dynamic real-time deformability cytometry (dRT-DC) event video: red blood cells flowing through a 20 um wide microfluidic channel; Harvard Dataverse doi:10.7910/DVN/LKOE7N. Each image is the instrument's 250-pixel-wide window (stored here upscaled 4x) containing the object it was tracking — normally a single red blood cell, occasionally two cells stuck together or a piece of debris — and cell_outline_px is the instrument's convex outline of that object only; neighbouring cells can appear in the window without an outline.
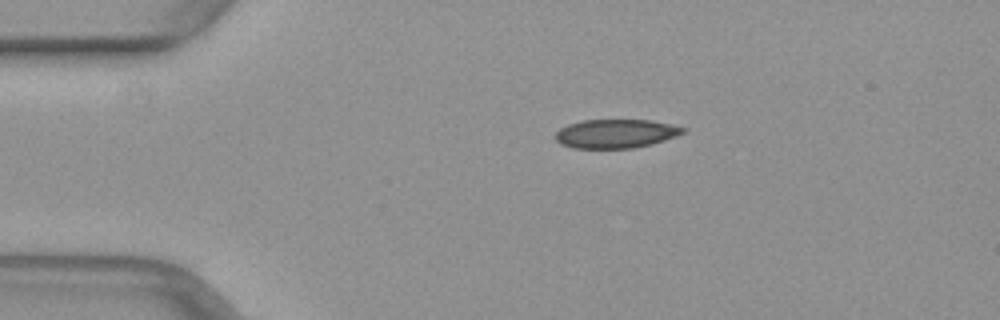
{"species": "common noctule bat (a hibernating species)", "species_latin": "Nyctalus noctula", "temperature_condition": "warm", "stored_images_in_passage": 41, "camera_frame_rate_fps": 3000, "um_per_image_px": 0.085, "animal": {"sex": "female", "body_mass_g": 29.2, "forearm_length_mm": 56.3}, "frame": {"image": 1, "passage_image": 1, "time_ms": 0.0, "image_size_px": [1000, 320], "cell_outline_px": [[684, 132], [676, 136], [652, 144], [632, 148], [572, 148], [556, 140], [556, 132], [560, 128], [568, 124], [584, 120], [652, 120], [672, 124], [684, 128]], "centroid_in_image_um": [52.35, 11.35], "position_along_channel_um": 32.7, "area_um2": 21.27}}
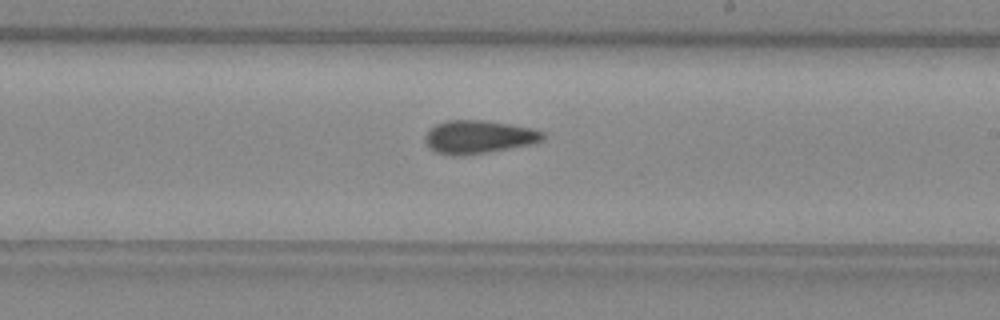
{"frame": {"image": 2, "passage_image": 20, "time_ms": 6.333, "image_size_px": [1000, 320], "cell_outline_px": [[544, 140], [528, 144], [488, 152], [456, 156], [448, 156], [436, 152], [428, 148], [424, 140], [424, 136], [436, 124], [448, 120], [480, 120], [508, 124], [532, 128], [544, 132]], "centroid_in_image_um": [40.63, 11.65], "position_along_channel_um": 248.4, "area_um2": 22.6}}
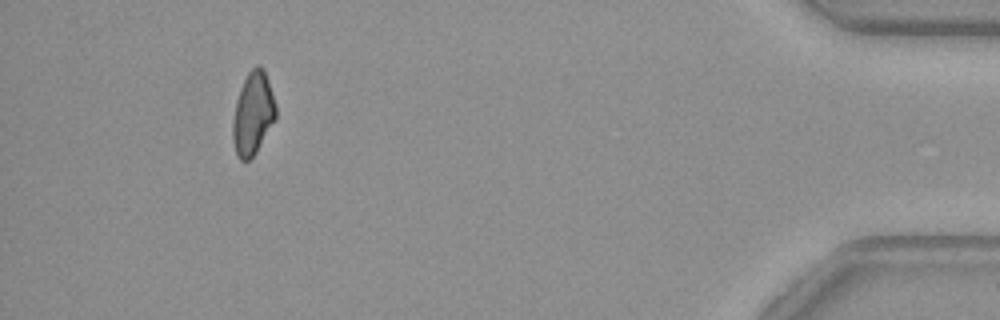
{"frame": {"image": 3, "passage_image": 37, "time_ms": 12.0, "image_size_px": [1000, 320], "cell_outline_px": [[276, 120], [256, 152], [248, 160], [240, 160], [236, 156], [232, 140], [232, 120], [236, 100], [240, 88], [248, 72], [256, 64], [260, 64], [264, 68], [276, 104]], "centroid_in_image_um": [21.49, 9.64], "position_along_channel_um": 413.7, "area_um2": 21.1}}